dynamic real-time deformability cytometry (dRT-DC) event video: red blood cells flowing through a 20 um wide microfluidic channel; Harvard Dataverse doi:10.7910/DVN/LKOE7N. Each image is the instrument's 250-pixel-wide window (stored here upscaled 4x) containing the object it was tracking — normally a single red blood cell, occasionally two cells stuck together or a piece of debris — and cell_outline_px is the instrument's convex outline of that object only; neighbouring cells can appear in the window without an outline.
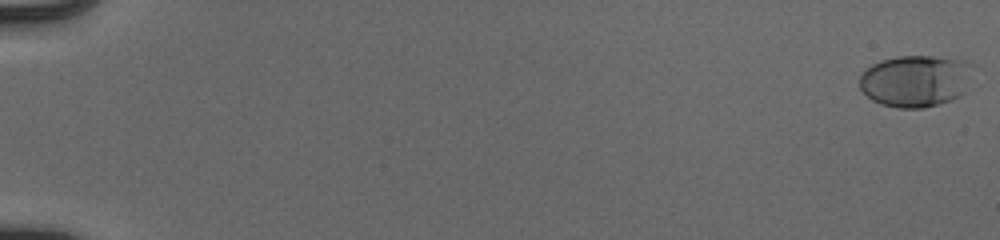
{"species": "human", "species_latin": "Homo sapiens", "temperature_condition": "cold", "stored_images_in_passage": 55, "camera_frame_rate_fps": 3000, "um_per_image_px": 0.085, "donor": {"sex": "male"}, "frame": {"image": 1, "passage_image": 1, "time_ms": 0.0, "image_size_px": [1000, 240], "cell_outline_px": [[976, 64], [964, 92], [960, 96], [924, 108], [900, 108], [884, 104], [872, 100], [860, 88], [860, 76], [872, 64], [880, 60], [896, 56], [932, 56], [964, 60]], "centroid_in_image_um": [77.86, 6.85], "position_along_channel_um": 7.1, "area_um2": 34.28}}
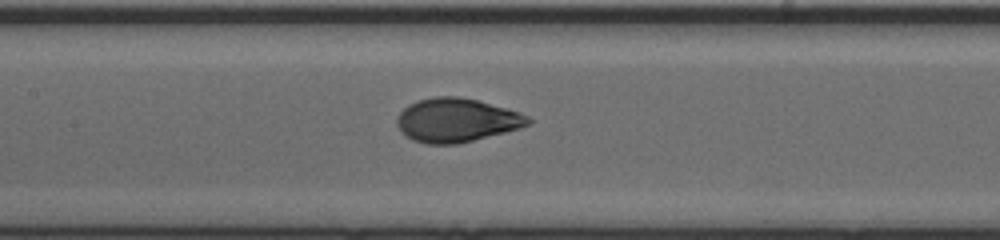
{"frame": {"image": 2, "passage_image": 29, "time_ms": 9.333, "image_size_px": [1000, 240], "cell_outline_px": [[532, 120], [528, 124], [520, 128], [456, 144], [428, 144], [412, 140], [400, 132], [396, 124], [396, 116], [408, 104], [416, 100], [436, 96], [460, 96], [476, 100], [520, 112], [528, 116]], "centroid_in_image_um": [38.75, 10.21], "position_along_channel_um": 168.7, "area_um2": 33.47}}
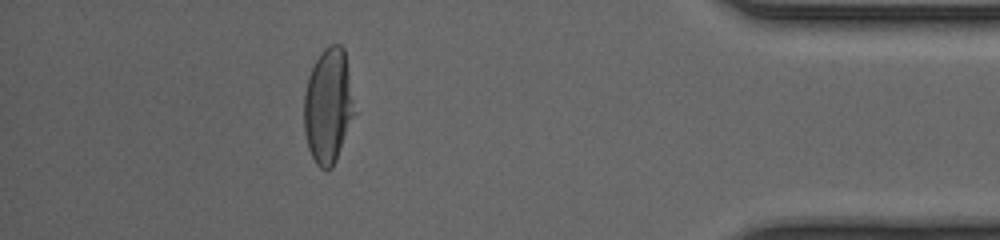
{"frame": {"image": 3, "passage_image": 50, "time_ms": 16.333, "image_size_px": [1000, 240], "cell_outline_px": [[356, 112], [336, 160], [332, 168], [328, 172], [320, 168], [316, 164], [308, 148], [304, 132], [304, 92], [308, 76], [320, 52], [328, 44], [340, 44], [344, 48]], "centroid_in_image_um": [27.89, 9.01], "position_along_channel_um": 407.3, "area_um2": 34.16}, "authors_computed_cell_mechanics": {"area_um2": 33.235, "velocity_mm_per_s": 3.9458, "shape_relaxation_time_tau1_ms": 3.9135, "shape_relaxation_time_tau2_ms": null, "deformation_change_tau1": 0.1971, "deformation_change_tau2": null}}